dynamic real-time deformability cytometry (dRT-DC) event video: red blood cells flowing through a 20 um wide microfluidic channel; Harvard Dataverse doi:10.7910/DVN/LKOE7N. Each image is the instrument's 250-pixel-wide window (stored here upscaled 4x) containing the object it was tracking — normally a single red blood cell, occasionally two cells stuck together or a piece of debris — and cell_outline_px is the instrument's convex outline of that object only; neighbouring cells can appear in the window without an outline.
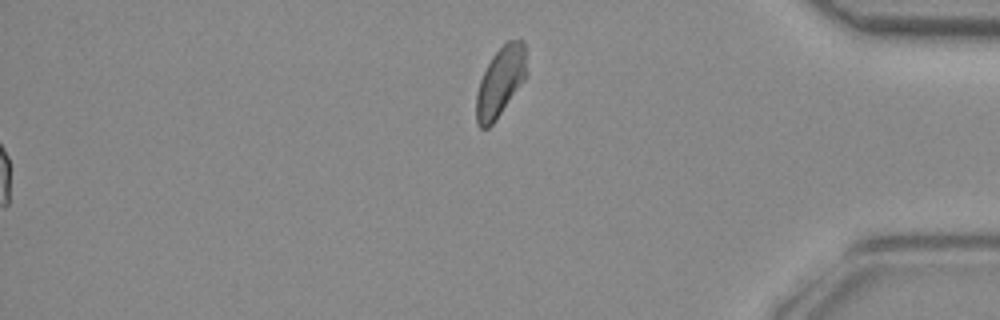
{"species": "common noctule bat (a hibernating species)", "species_latin": "Nyctalus noctula", "temperature_condition": "room temperature", "stored_images_in_passage": 46, "segment_of_instrument_passage": [2, 2], "camera_frame_rate_fps": 3000, "um_per_image_px": 0.085, "animal": {"sex": "female", "body_mass_g": 29.2, "forearm_length_mm": 56.3}, "frame": {"image": 1, "passage_image": 46, "time_ms": 15.0, "image_size_px": [1000, 320], "cell_outline_px": [[524, 80], [496, 120], [488, 128], [480, 128], [476, 124], [476, 92], [480, 80], [492, 56], [508, 40], [520, 36], [524, 40]], "centroid_in_image_um": [42.5, 6.95], "position_along_channel_um": 392.7, "area_um2": 20.11}}